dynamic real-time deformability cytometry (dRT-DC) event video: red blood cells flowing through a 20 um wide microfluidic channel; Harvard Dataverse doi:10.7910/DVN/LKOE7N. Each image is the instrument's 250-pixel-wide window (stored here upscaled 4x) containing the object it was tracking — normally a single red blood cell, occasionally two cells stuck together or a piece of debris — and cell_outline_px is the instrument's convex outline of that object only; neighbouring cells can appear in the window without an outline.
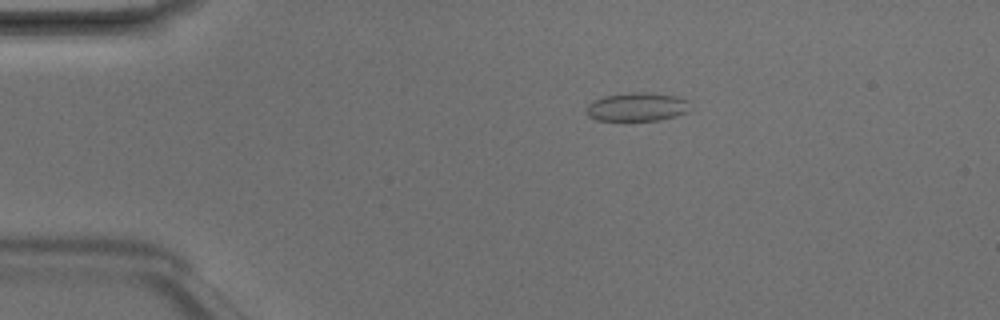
{"species": "Egyptian fruit bat (a non-hibernating species)", "species_latin": "Rousettus aegyptiacus", "temperature_condition": "room temperature", "stored_images_in_passage": 5, "camera_frame_rate_fps": 3000, "um_per_image_px": 0.085, "animal": {"sex": "male"}, "frame": {"image": 1, "passage_image": 3, "time_ms": 0.667, "image_size_px": [1000, 320], "cell_outline_px": [[688, 112], [676, 116], [660, 120], [596, 120], [588, 116], [588, 104], [592, 100], [604, 96], [628, 92], [648, 92], [680, 96], [688, 100]], "centroid_in_image_um": [54.17, 9.07], "position_along_channel_um": 30.8, "area_um2": 17.4}}
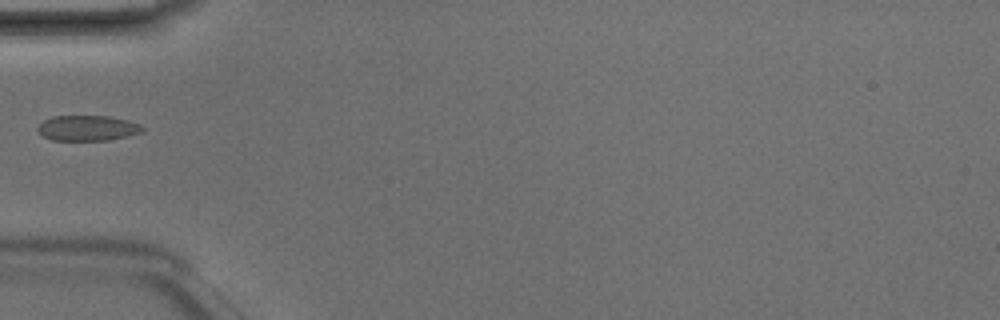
{"frame": {"image": 2, "passage_image": 5, "time_ms": 1.333, "image_size_px": [1000, 320], "cell_outline_px": [[144, 128], [140, 132], [108, 140], [52, 140], [44, 136], [36, 128], [44, 120], [52, 116], [108, 116], [128, 120], [140, 124]], "centroid_in_image_um": [7.42, 10.87], "position_along_channel_um": 77.6, "area_um2": 15.26}}